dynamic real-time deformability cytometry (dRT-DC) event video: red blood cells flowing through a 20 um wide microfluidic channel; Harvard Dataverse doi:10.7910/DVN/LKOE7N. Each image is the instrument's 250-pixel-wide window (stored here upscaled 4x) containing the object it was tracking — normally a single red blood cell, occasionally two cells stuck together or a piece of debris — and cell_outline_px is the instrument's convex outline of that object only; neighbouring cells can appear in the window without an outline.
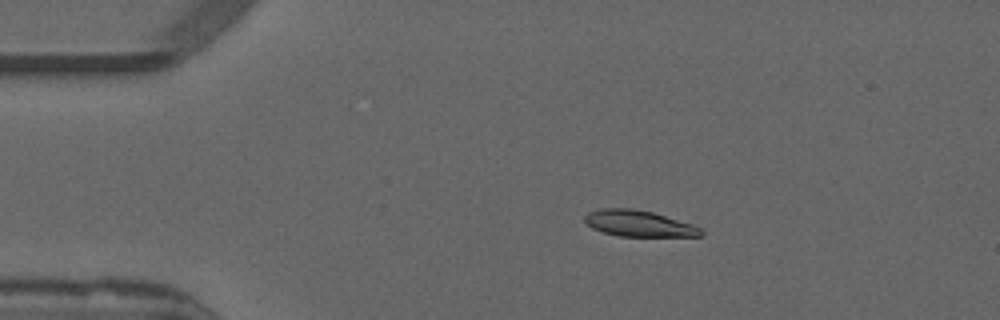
{"species": "common noctule bat (a hibernating species)", "species_latin": "Nyctalus noctula", "temperature_condition": "warm", "stored_images_in_passage": 53, "camera_frame_rate_fps": 3000, "um_per_image_px": 0.085, "animal": {"sex": "male", "forearm_length_mm": 52.5}, "frame": {"image": 1, "passage_image": 10, "time_ms": 3.0, "image_size_px": [1000, 320], "cell_outline_px": [[704, 236], [620, 236], [604, 232], [592, 228], [584, 220], [584, 216], [588, 212], [600, 208], [632, 208], [652, 212], [692, 224], [700, 228], [704, 232]], "centroid_in_image_um": [54.29, 18.99], "position_along_channel_um": 30.7, "area_um2": 17.63}}
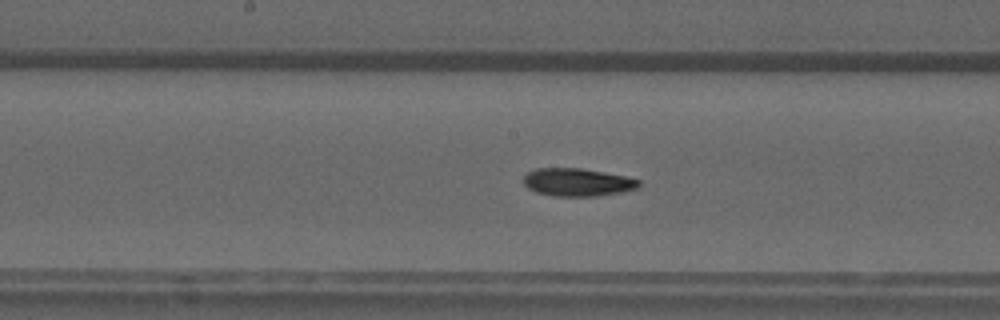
{"frame": {"image": 2, "passage_image": 27, "time_ms": 8.667, "image_size_px": [1000, 320], "cell_outline_px": [[640, 188], [620, 192], [596, 196], [552, 196], [536, 192], [528, 188], [524, 184], [524, 176], [528, 172], [536, 168], [580, 168], [604, 172], [624, 176], [640, 180]], "centroid_in_image_um": [49.08, 15.49], "position_along_channel_um": 199.1, "area_um2": 18.73}}
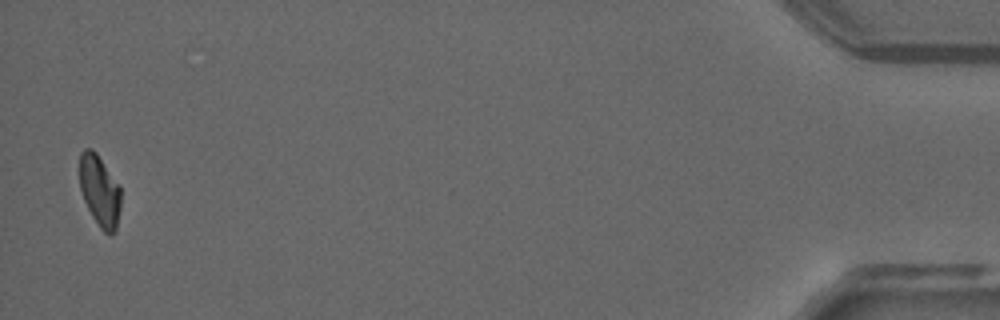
{"frame": {"image": 3, "passage_image": 52, "time_ms": 17.0, "image_size_px": [1000, 320], "cell_outline_px": [[120, 208], [116, 232], [112, 236], [104, 232], [100, 228], [92, 216], [84, 200], [80, 188], [80, 152], [84, 148], [92, 148], [96, 152], [120, 184]], "centroid_in_image_um": [8.49, 16.22], "position_along_channel_um": 426.7, "area_um2": 17.4}, "authors_computed_cell_mechanics": {"area_um2": 18.3226, "velocity_mm_per_s": 3.8696, "shape_relaxation_time_tau1_ms": 8.2183, "shape_relaxation_time_tau2_ms": 3.1385, "deformation_change_tau1": 0.2137, "deformation_change_tau2": 0.0704}}